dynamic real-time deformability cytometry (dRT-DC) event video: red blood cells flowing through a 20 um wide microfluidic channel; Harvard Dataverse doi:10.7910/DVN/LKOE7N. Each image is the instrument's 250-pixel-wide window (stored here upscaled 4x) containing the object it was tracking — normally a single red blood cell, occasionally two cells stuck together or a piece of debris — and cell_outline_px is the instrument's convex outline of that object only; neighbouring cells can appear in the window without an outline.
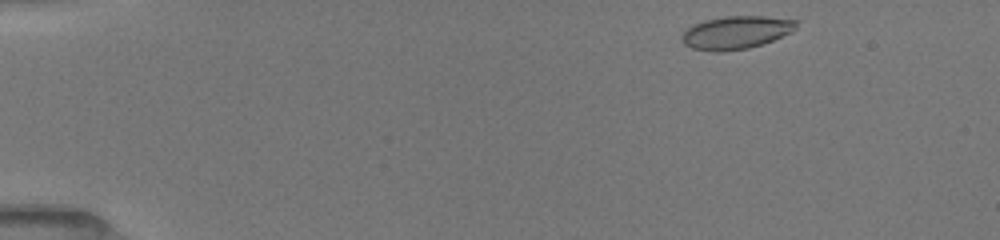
{"species": "common noctule bat (a hibernating species)", "species_latin": "Nyctalus noctula", "temperature_condition": "room temperature", "stored_images_in_passage": 7, "camera_frame_rate_fps": 3000, "um_per_image_px": 0.085, "animal": {"sex": "female", "body_mass_g": 19.5, "forearm_length_mm": 54.1}, "frame": {"image": 1, "passage_image": 1, "time_ms": 0.0, "image_size_px": [1000, 240], "cell_outline_px": [[800, 20], [796, 28], [792, 32], [772, 40], [748, 48], [724, 52], [716, 52], [692, 48], [684, 44], [680, 40], [680, 36], [692, 24], [704, 20], [724, 16], [764, 16]], "centroid_in_image_um": [62.56, 2.75], "position_along_channel_um": 22.4, "area_um2": 22.2}}
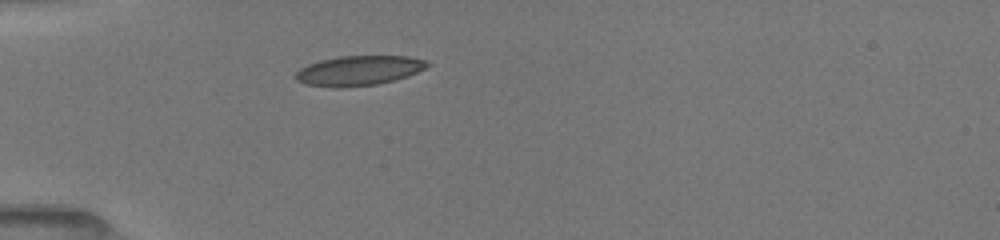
{"frame": {"image": 2, "passage_image": 5, "time_ms": 3.0, "image_size_px": [1000, 240], "cell_outline_px": [[432, 64], [408, 76], [376, 84], [340, 88], [332, 88], [304, 84], [296, 80], [296, 72], [300, 68], [308, 64], [320, 60], [340, 56], [408, 56], [424, 60]], "centroid_in_image_um": [30.46, 6.0], "position_along_channel_um": 54.5, "area_um2": 22.83}}
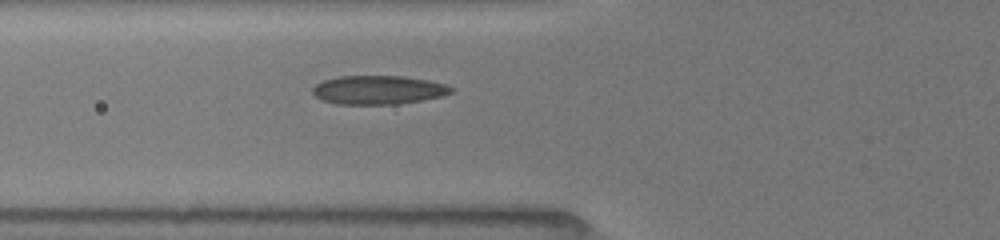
{"frame": {"image": 3, "passage_image": 7, "time_ms": 4.333, "image_size_px": [1000, 240], "cell_outline_px": [[452, 92], [440, 96], [420, 100], [396, 104], [336, 104], [324, 100], [316, 96], [312, 92], [312, 88], [316, 84], [324, 80], [340, 76], [404, 76], [428, 80], [444, 84], [452, 88]], "centroid_in_image_um": [32.12, 7.64], "position_along_channel_um": 93.7, "area_um2": 22.95}}